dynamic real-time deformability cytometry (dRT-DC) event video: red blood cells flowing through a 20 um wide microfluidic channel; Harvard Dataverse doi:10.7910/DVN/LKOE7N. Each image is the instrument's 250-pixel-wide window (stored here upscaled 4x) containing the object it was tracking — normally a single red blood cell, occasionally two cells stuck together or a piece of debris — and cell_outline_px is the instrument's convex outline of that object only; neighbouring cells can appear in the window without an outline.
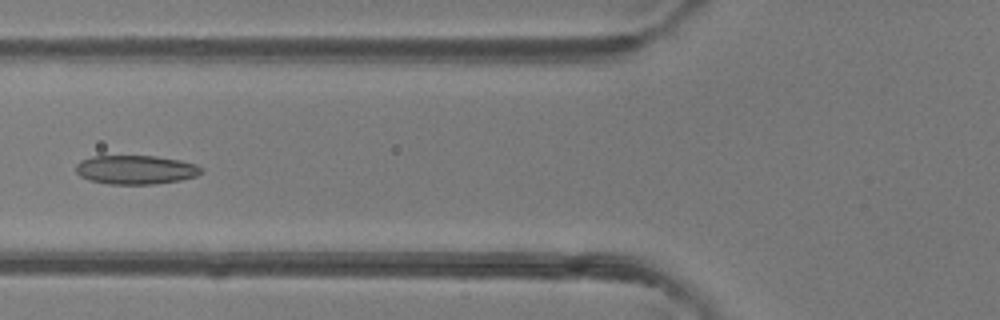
{"species": "common noctule bat (a hibernating species)", "species_latin": "Nyctalus noctula", "temperature_condition": "room temperature", "stored_images_in_passage": 7, "camera_frame_rate_fps": 3000, "um_per_image_px": 0.085, "animal": {"sex": "female"}, "frame": {"image": 1, "passage_image": 6, "time_ms": 1.667, "image_size_px": [1000, 320], "cell_outline_px": [[204, 168], [196, 176], [180, 180], [152, 184], [108, 184], [88, 180], [80, 176], [76, 172], [76, 164], [80, 160], [92, 156], [156, 156], [180, 160], [196, 164]], "centroid_in_image_um": [11.51, 14.42], "position_along_channel_um": 114.3, "area_um2": 21.21}}
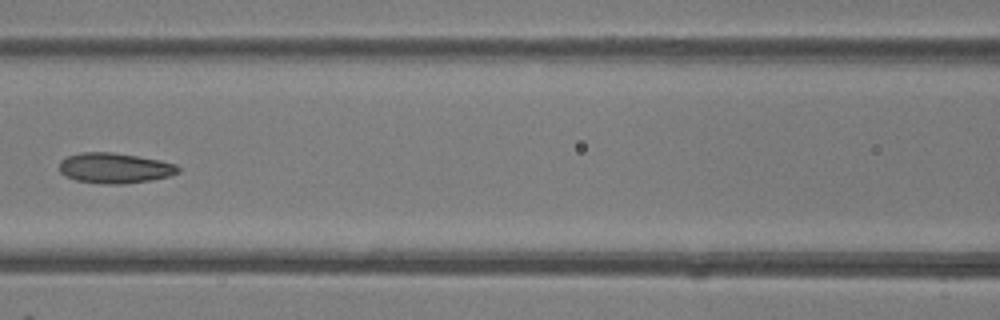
{"frame": {"image": 2, "passage_image": 7, "time_ms": 2.0, "image_size_px": [1000, 320], "cell_outline_px": [[180, 172], [172, 176], [152, 180], [124, 184], [104, 184], [76, 180], [60, 172], [60, 160], [68, 156], [80, 152], [112, 152], [160, 160], [176, 164], [180, 168]], "centroid_in_image_um": [9.79, 14.29], "position_along_channel_um": 156.8, "area_um2": 21.1}}